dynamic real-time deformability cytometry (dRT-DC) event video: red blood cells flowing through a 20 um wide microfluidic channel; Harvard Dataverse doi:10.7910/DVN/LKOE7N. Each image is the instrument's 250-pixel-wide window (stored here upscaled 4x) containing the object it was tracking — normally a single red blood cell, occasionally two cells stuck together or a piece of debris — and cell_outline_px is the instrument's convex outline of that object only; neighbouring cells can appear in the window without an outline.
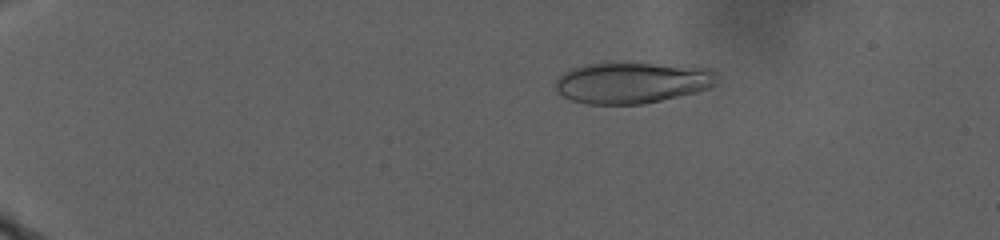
{"species": "human", "species_latin": "Homo sapiens", "temperature_condition": "warm", "stored_images_in_passage": 96, "camera_frame_rate_fps": 3000, "um_per_image_px": 0.085, "donor": {"sex": "male"}, "frame": {"image": 1, "passage_image": 23, "time_ms": 7.333, "image_size_px": [1000, 240], "cell_outline_px": [[716, 84], [708, 88], [696, 92], [680, 96], [644, 104], [588, 104], [572, 100], [564, 96], [556, 88], [556, 80], [564, 72], [572, 68], [584, 64], [608, 60], [628, 60], [708, 68], [716, 76]], "centroid_in_image_um": [53.71, 6.97], "position_along_channel_um": 31.3, "area_um2": 39.77}}
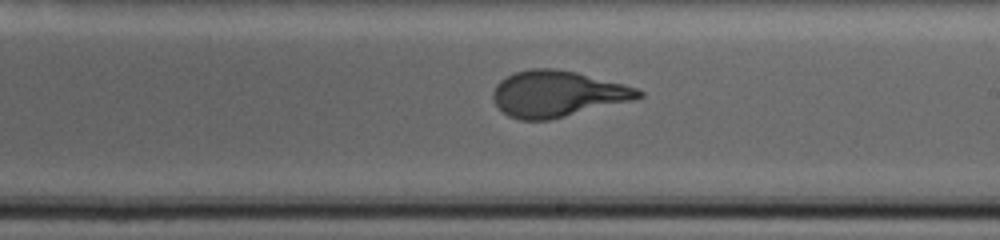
{"frame": {"image": 2, "passage_image": 68, "time_ms": 22.333, "image_size_px": [1000, 240], "cell_outline_px": [[644, 96], [636, 100], [548, 120], [520, 120], [508, 116], [496, 104], [492, 96], [492, 92], [496, 84], [500, 80], [516, 72], [532, 68], [556, 68], [576, 72], [624, 84], [636, 88], [644, 92]], "centroid_in_image_um": [47.4, 7.97], "position_along_channel_um": 241.6, "area_um2": 39.13}}
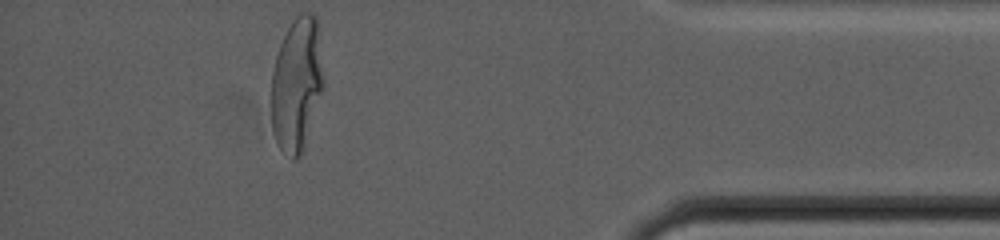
{"frame": {"image": 3, "passage_image": 96, "time_ms": 31.667, "image_size_px": [1000, 240], "cell_outline_px": [[324, 88], [304, 148], [300, 156], [292, 160], [280, 148], [272, 132], [272, 72], [276, 56], [280, 44], [292, 20], [300, 12], [312, 12], [316, 16], [324, 80]], "centroid_in_image_um": [25.23, 7.17], "position_along_channel_um": 410.0, "area_um2": 40.81}, "authors_computed_cell_mechanics": {"area_um2": 39.304, "velocity_mm_per_s": 2.1498, "shape_relaxation_time_tau1_ms": 8.5698, "shape_relaxation_time_tau2_ms": null, "deformation_change_tau1": 0.2622, "deformation_change_tau2": null}}